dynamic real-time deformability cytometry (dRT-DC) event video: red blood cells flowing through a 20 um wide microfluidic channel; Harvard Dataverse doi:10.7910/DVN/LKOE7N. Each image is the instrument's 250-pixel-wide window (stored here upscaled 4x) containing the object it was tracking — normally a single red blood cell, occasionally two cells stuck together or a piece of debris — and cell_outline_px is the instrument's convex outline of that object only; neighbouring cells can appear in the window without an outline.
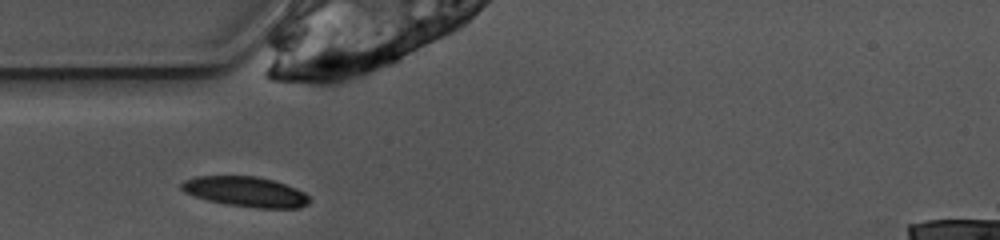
{"species": "common noctule bat (a hibernating species)", "species_latin": "Nyctalus noctula", "temperature_condition": "warm", "stored_images_in_passage": 25, "camera_frame_rate_fps": 3000, "um_per_image_px": 0.085, "animal": {"sex": "female", "body_mass_g": 10.0, "forearm_length_mm": 53.1}, "frame": {"image": 1, "passage_image": 1, "time_ms": 0.0, "image_size_px": [1000, 240], "cell_outline_px": [[312, 200], [308, 204], [300, 208], [256, 208], [228, 204], [208, 200], [184, 192], [180, 188], [180, 184], [184, 180], [196, 176], [256, 176], [272, 180], [296, 188], [304, 192]], "centroid_in_image_um": [20.89, 16.29], "position_along_channel_um": 64.1, "area_um2": 22.43}}
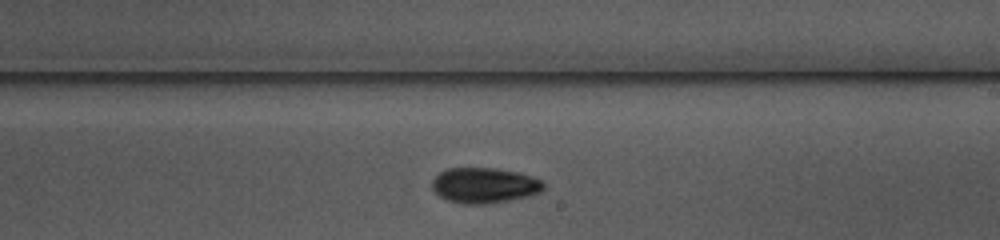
{"frame": {"image": 2, "passage_image": 15, "time_ms": 4.667, "image_size_px": [1000, 240], "cell_outline_px": [[544, 188], [540, 192], [532, 196], [484, 204], [464, 204], [448, 200], [440, 196], [432, 188], [432, 180], [440, 172], [448, 168], [496, 168], [516, 172], [532, 176], [544, 180]], "centroid_in_image_um": [41.2, 15.75], "position_along_channel_um": 247.8, "area_um2": 23.06}}
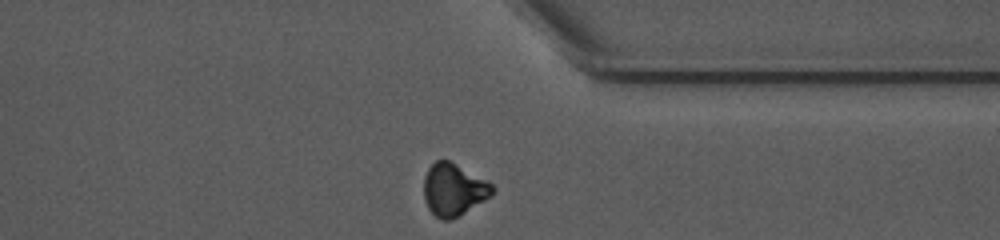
{"frame": {"image": 3, "passage_image": 25, "time_ms": 8.0, "image_size_px": [1000, 240], "cell_outline_px": [[496, 188], [492, 196], [460, 216], [448, 220], [440, 220], [428, 208], [424, 200], [424, 176], [428, 168], [436, 160], [448, 160], [456, 164], [492, 184]], "centroid_in_image_um": [38.56, 16.14], "position_along_channel_um": 372.8, "area_um2": 20.92}, "authors_computed_cell_mechanics": {"area_um2": 22.4264, "velocity_mm_per_s": 3.9029, "shape_relaxation_time_tau1_ms": 3.4655, "shape_relaxation_time_tau2_ms": null, "deformation_change_tau1": 0.1238, "deformation_change_tau2": null}}